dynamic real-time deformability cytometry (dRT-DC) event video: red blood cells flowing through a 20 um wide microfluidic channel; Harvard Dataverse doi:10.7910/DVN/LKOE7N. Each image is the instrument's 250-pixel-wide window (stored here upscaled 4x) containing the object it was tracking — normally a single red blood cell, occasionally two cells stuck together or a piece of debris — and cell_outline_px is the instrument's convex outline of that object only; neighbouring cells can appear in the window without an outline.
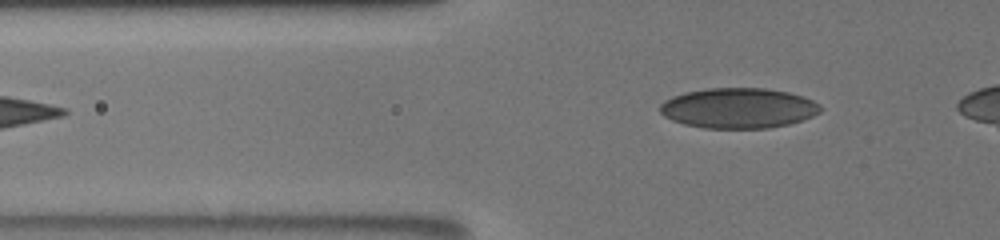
{"species": "human", "species_latin": "Homo sapiens", "temperature_condition": "room temperature", "stored_images_in_passage": 8, "camera_frame_rate_fps": 3000, "um_per_image_px": 0.085, "donor": {"sex": "male"}, "frame": {"image": 1, "passage_image": 5, "time_ms": 2.333, "image_size_px": [1000, 240], "cell_outline_px": [[824, 108], [820, 112], [812, 116], [788, 124], [768, 128], [704, 128], [684, 124], [672, 120], [664, 116], [660, 112], [660, 104], [664, 100], [672, 96], [684, 92], [708, 88], [764, 88], [788, 92], [804, 96], [820, 104]], "centroid_in_image_um": [62.76, 9.18], "position_along_channel_um": 63.0, "area_um2": 37.8}}
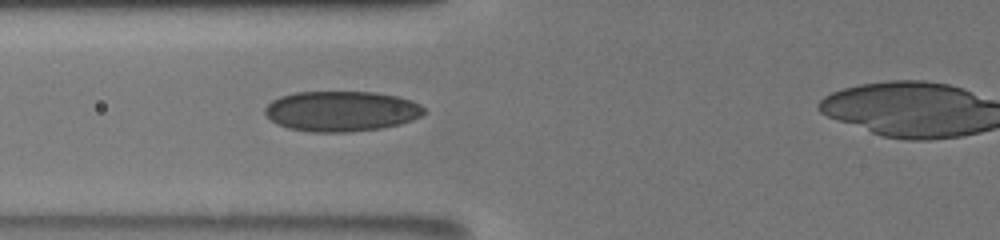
{"frame": {"image": 2, "passage_image": 7, "time_ms": 3.667, "image_size_px": [1000, 240], "cell_outline_px": [[424, 112], [420, 116], [412, 120], [400, 124], [380, 128], [348, 132], [312, 132], [288, 128], [276, 124], [264, 112], [264, 108], [272, 100], [280, 96], [296, 92], [376, 92], [396, 96], [420, 104], [424, 108]], "centroid_in_image_um": [28.99, 9.45], "position_along_channel_um": 96.8, "area_um2": 37.28}}